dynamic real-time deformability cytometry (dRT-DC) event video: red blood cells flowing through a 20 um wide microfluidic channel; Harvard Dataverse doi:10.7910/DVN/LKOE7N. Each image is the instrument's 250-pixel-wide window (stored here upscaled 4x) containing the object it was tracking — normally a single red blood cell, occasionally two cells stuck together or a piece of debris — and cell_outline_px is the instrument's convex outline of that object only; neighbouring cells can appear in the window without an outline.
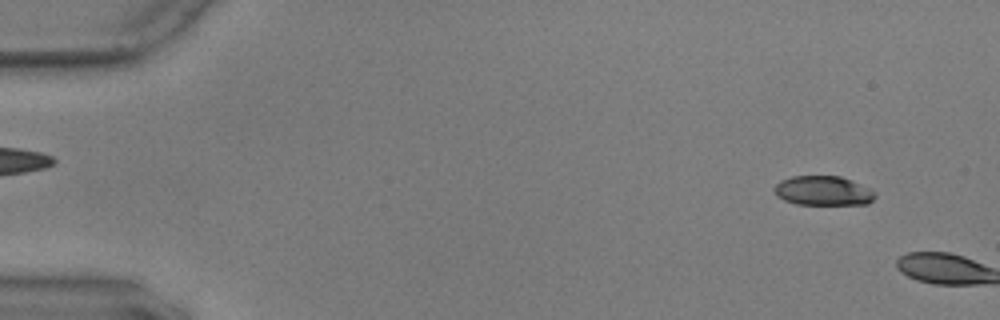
{"species": "common noctule bat (a hibernating species)", "species_latin": "Nyctalus noctula", "temperature_condition": "warm", "stored_images_in_passage": 6, "camera_frame_rate_fps": 3000, "um_per_image_px": 0.085, "animal": {"sex": "male", "body_mass_g": 17.9, "forearm_length_mm": 54.2}, "frame": {"image": 1, "passage_image": 5, "time_ms": 1.333, "image_size_px": [1000, 320], "cell_outline_px": [[876, 196], [868, 204], [796, 204], [784, 200], [776, 196], [772, 188], [780, 180], [792, 176], [840, 176], [852, 180], [876, 192]], "centroid_in_image_um": [69.94, 16.21], "position_along_channel_um": 15.1, "area_um2": 17.4}}